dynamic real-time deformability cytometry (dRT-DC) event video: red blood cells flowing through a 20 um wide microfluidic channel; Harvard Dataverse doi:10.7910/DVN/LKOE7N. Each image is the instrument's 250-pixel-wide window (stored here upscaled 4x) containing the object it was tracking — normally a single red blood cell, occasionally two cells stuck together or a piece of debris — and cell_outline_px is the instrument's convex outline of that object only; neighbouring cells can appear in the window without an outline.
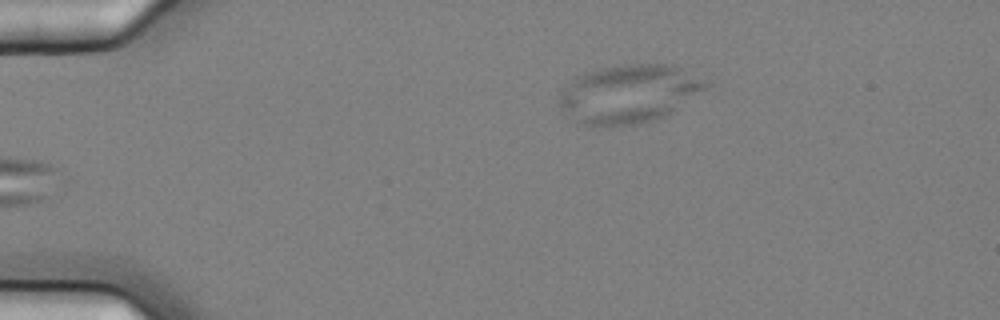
{"species": "common noctule bat (a hibernating species)", "species_latin": "Nyctalus noctula", "temperature_condition": "cold", "stored_images_in_passage": 6, "camera_frame_rate_fps": 3000, "um_per_image_px": 0.085, "animal": {"sex": "female", "body_mass_g": 25.1}, "frame": {"image": 1, "passage_image": 6, "time_ms": 1.667, "image_size_px": [1000, 320], "cell_outline_px": [[712, 84], [668, 116], [640, 124], [612, 128], [580, 124], [556, 100], [560, 92], [576, 76], [596, 68], [624, 64], [672, 64]], "centroid_in_image_um": [53.46, 7.99], "position_along_channel_um": 31.5, "area_um2": 50.29}}